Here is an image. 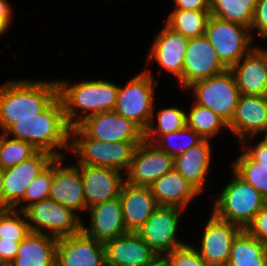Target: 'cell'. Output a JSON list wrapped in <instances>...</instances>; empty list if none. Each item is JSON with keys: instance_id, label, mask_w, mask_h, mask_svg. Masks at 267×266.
<instances>
[{"instance_id": "cell-1", "label": "cell", "mask_w": 267, "mask_h": 266, "mask_svg": "<svg viewBox=\"0 0 267 266\" xmlns=\"http://www.w3.org/2000/svg\"><path fill=\"white\" fill-rule=\"evenodd\" d=\"M70 129L62 102L57 96L36 117L20 118L5 134L32 144L38 151L64 157L61 149L70 150ZM12 135V136H11Z\"/></svg>"}, {"instance_id": "cell-2", "label": "cell", "mask_w": 267, "mask_h": 266, "mask_svg": "<svg viewBox=\"0 0 267 266\" xmlns=\"http://www.w3.org/2000/svg\"><path fill=\"white\" fill-rule=\"evenodd\" d=\"M57 96V80L13 79L0 84L1 133H5L20 118L36 117Z\"/></svg>"}, {"instance_id": "cell-3", "label": "cell", "mask_w": 267, "mask_h": 266, "mask_svg": "<svg viewBox=\"0 0 267 266\" xmlns=\"http://www.w3.org/2000/svg\"><path fill=\"white\" fill-rule=\"evenodd\" d=\"M69 83L65 79L57 81L58 96L70 127L77 126L90 115L114 110L118 84L101 79Z\"/></svg>"}, {"instance_id": "cell-4", "label": "cell", "mask_w": 267, "mask_h": 266, "mask_svg": "<svg viewBox=\"0 0 267 266\" xmlns=\"http://www.w3.org/2000/svg\"><path fill=\"white\" fill-rule=\"evenodd\" d=\"M140 143H106L89 138L78 126L70 129V151L76 156L77 165L107 167L126 173Z\"/></svg>"}, {"instance_id": "cell-5", "label": "cell", "mask_w": 267, "mask_h": 266, "mask_svg": "<svg viewBox=\"0 0 267 266\" xmlns=\"http://www.w3.org/2000/svg\"><path fill=\"white\" fill-rule=\"evenodd\" d=\"M233 177L214 198L212 213L242 230L267 203V200L233 169Z\"/></svg>"}, {"instance_id": "cell-6", "label": "cell", "mask_w": 267, "mask_h": 266, "mask_svg": "<svg viewBox=\"0 0 267 266\" xmlns=\"http://www.w3.org/2000/svg\"><path fill=\"white\" fill-rule=\"evenodd\" d=\"M150 70L134 76L125 86L119 85L114 112L128 118L143 131L148 127L154 108V91L158 81Z\"/></svg>"}, {"instance_id": "cell-7", "label": "cell", "mask_w": 267, "mask_h": 266, "mask_svg": "<svg viewBox=\"0 0 267 266\" xmlns=\"http://www.w3.org/2000/svg\"><path fill=\"white\" fill-rule=\"evenodd\" d=\"M205 36L226 69H231L255 47L249 28L213 15L207 21Z\"/></svg>"}, {"instance_id": "cell-8", "label": "cell", "mask_w": 267, "mask_h": 266, "mask_svg": "<svg viewBox=\"0 0 267 266\" xmlns=\"http://www.w3.org/2000/svg\"><path fill=\"white\" fill-rule=\"evenodd\" d=\"M190 89L193 90L191 93L196 104L209 108L227 123L231 121L240 91L230 69L213 77L195 81L187 86L184 92Z\"/></svg>"}, {"instance_id": "cell-9", "label": "cell", "mask_w": 267, "mask_h": 266, "mask_svg": "<svg viewBox=\"0 0 267 266\" xmlns=\"http://www.w3.org/2000/svg\"><path fill=\"white\" fill-rule=\"evenodd\" d=\"M24 213L31 232L60 238L81 231L80 213H75L72 209L60 205L51 198L31 204L24 210Z\"/></svg>"}, {"instance_id": "cell-10", "label": "cell", "mask_w": 267, "mask_h": 266, "mask_svg": "<svg viewBox=\"0 0 267 266\" xmlns=\"http://www.w3.org/2000/svg\"><path fill=\"white\" fill-rule=\"evenodd\" d=\"M183 210L174 206H158L137 232L160 258L185 243L177 238Z\"/></svg>"}, {"instance_id": "cell-11", "label": "cell", "mask_w": 267, "mask_h": 266, "mask_svg": "<svg viewBox=\"0 0 267 266\" xmlns=\"http://www.w3.org/2000/svg\"><path fill=\"white\" fill-rule=\"evenodd\" d=\"M77 126L89 138L106 143L144 141V131L113 110L90 115Z\"/></svg>"}, {"instance_id": "cell-12", "label": "cell", "mask_w": 267, "mask_h": 266, "mask_svg": "<svg viewBox=\"0 0 267 266\" xmlns=\"http://www.w3.org/2000/svg\"><path fill=\"white\" fill-rule=\"evenodd\" d=\"M173 168L174 158L171 155L143 141L136 148L125 179L134 186H150Z\"/></svg>"}, {"instance_id": "cell-13", "label": "cell", "mask_w": 267, "mask_h": 266, "mask_svg": "<svg viewBox=\"0 0 267 266\" xmlns=\"http://www.w3.org/2000/svg\"><path fill=\"white\" fill-rule=\"evenodd\" d=\"M203 230L195 250L209 266H227L233 239L242 229L211 213Z\"/></svg>"}, {"instance_id": "cell-14", "label": "cell", "mask_w": 267, "mask_h": 266, "mask_svg": "<svg viewBox=\"0 0 267 266\" xmlns=\"http://www.w3.org/2000/svg\"><path fill=\"white\" fill-rule=\"evenodd\" d=\"M56 158L46 151H38L34 156L12 168L1 171L5 194V211L13 209L23 198L31 182Z\"/></svg>"}, {"instance_id": "cell-15", "label": "cell", "mask_w": 267, "mask_h": 266, "mask_svg": "<svg viewBox=\"0 0 267 266\" xmlns=\"http://www.w3.org/2000/svg\"><path fill=\"white\" fill-rule=\"evenodd\" d=\"M56 266H106L103 242L82 230L57 240Z\"/></svg>"}, {"instance_id": "cell-16", "label": "cell", "mask_w": 267, "mask_h": 266, "mask_svg": "<svg viewBox=\"0 0 267 266\" xmlns=\"http://www.w3.org/2000/svg\"><path fill=\"white\" fill-rule=\"evenodd\" d=\"M189 38L175 32L166 24L155 37L148 53L146 63L155 60L163 69L173 77H177L181 91L183 90V65Z\"/></svg>"}, {"instance_id": "cell-17", "label": "cell", "mask_w": 267, "mask_h": 266, "mask_svg": "<svg viewBox=\"0 0 267 266\" xmlns=\"http://www.w3.org/2000/svg\"><path fill=\"white\" fill-rule=\"evenodd\" d=\"M228 129L235 134L240 144H247L256 135L265 132L267 96L240 95Z\"/></svg>"}, {"instance_id": "cell-18", "label": "cell", "mask_w": 267, "mask_h": 266, "mask_svg": "<svg viewBox=\"0 0 267 266\" xmlns=\"http://www.w3.org/2000/svg\"><path fill=\"white\" fill-rule=\"evenodd\" d=\"M64 157L53 160V178L49 198L77 214L86 211L80 165L65 166Z\"/></svg>"}, {"instance_id": "cell-19", "label": "cell", "mask_w": 267, "mask_h": 266, "mask_svg": "<svg viewBox=\"0 0 267 266\" xmlns=\"http://www.w3.org/2000/svg\"><path fill=\"white\" fill-rule=\"evenodd\" d=\"M226 70L208 38H189L183 65V91L191 83L213 77Z\"/></svg>"}, {"instance_id": "cell-20", "label": "cell", "mask_w": 267, "mask_h": 266, "mask_svg": "<svg viewBox=\"0 0 267 266\" xmlns=\"http://www.w3.org/2000/svg\"><path fill=\"white\" fill-rule=\"evenodd\" d=\"M80 172L88 208L104 201L119 197L125 173L107 167L80 165Z\"/></svg>"}, {"instance_id": "cell-21", "label": "cell", "mask_w": 267, "mask_h": 266, "mask_svg": "<svg viewBox=\"0 0 267 266\" xmlns=\"http://www.w3.org/2000/svg\"><path fill=\"white\" fill-rule=\"evenodd\" d=\"M106 264L115 266H152L161 258L137 232H127L104 243Z\"/></svg>"}, {"instance_id": "cell-22", "label": "cell", "mask_w": 267, "mask_h": 266, "mask_svg": "<svg viewBox=\"0 0 267 266\" xmlns=\"http://www.w3.org/2000/svg\"><path fill=\"white\" fill-rule=\"evenodd\" d=\"M230 70L240 95L267 96V47L255 46Z\"/></svg>"}, {"instance_id": "cell-23", "label": "cell", "mask_w": 267, "mask_h": 266, "mask_svg": "<svg viewBox=\"0 0 267 266\" xmlns=\"http://www.w3.org/2000/svg\"><path fill=\"white\" fill-rule=\"evenodd\" d=\"M90 213V224L82 221L81 230L95 240L105 243L127 233L120 197L104 201L87 209Z\"/></svg>"}, {"instance_id": "cell-24", "label": "cell", "mask_w": 267, "mask_h": 266, "mask_svg": "<svg viewBox=\"0 0 267 266\" xmlns=\"http://www.w3.org/2000/svg\"><path fill=\"white\" fill-rule=\"evenodd\" d=\"M127 232H138L158 207L149 186L125 182L119 195Z\"/></svg>"}, {"instance_id": "cell-25", "label": "cell", "mask_w": 267, "mask_h": 266, "mask_svg": "<svg viewBox=\"0 0 267 266\" xmlns=\"http://www.w3.org/2000/svg\"><path fill=\"white\" fill-rule=\"evenodd\" d=\"M211 141L204 139L201 143L174 158V169L200 194L205 190V182L212 163ZM207 175V176H206Z\"/></svg>"}, {"instance_id": "cell-26", "label": "cell", "mask_w": 267, "mask_h": 266, "mask_svg": "<svg viewBox=\"0 0 267 266\" xmlns=\"http://www.w3.org/2000/svg\"><path fill=\"white\" fill-rule=\"evenodd\" d=\"M57 240L52 235L30 232L9 266H56Z\"/></svg>"}, {"instance_id": "cell-27", "label": "cell", "mask_w": 267, "mask_h": 266, "mask_svg": "<svg viewBox=\"0 0 267 266\" xmlns=\"http://www.w3.org/2000/svg\"><path fill=\"white\" fill-rule=\"evenodd\" d=\"M158 206L186 209L195 196L201 195L174 168L149 186Z\"/></svg>"}, {"instance_id": "cell-28", "label": "cell", "mask_w": 267, "mask_h": 266, "mask_svg": "<svg viewBox=\"0 0 267 266\" xmlns=\"http://www.w3.org/2000/svg\"><path fill=\"white\" fill-rule=\"evenodd\" d=\"M227 266H267V245L241 230L233 239Z\"/></svg>"}, {"instance_id": "cell-29", "label": "cell", "mask_w": 267, "mask_h": 266, "mask_svg": "<svg viewBox=\"0 0 267 266\" xmlns=\"http://www.w3.org/2000/svg\"><path fill=\"white\" fill-rule=\"evenodd\" d=\"M153 108L152 117L144 131V141L154 143L162 134L172 133L186 126V111L179 107H165L155 112ZM156 117L157 124L154 120Z\"/></svg>"}, {"instance_id": "cell-30", "label": "cell", "mask_w": 267, "mask_h": 266, "mask_svg": "<svg viewBox=\"0 0 267 266\" xmlns=\"http://www.w3.org/2000/svg\"><path fill=\"white\" fill-rule=\"evenodd\" d=\"M258 0H210V14L250 29Z\"/></svg>"}, {"instance_id": "cell-31", "label": "cell", "mask_w": 267, "mask_h": 266, "mask_svg": "<svg viewBox=\"0 0 267 266\" xmlns=\"http://www.w3.org/2000/svg\"><path fill=\"white\" fill-rule=\"evenodd\" d=\"M187 112L186 126L194 130L203 139L210 140L217 134L222 133V128L228 129V123L218 114L214 113L207 107L196 104L195 102Z\"/></svg>"}, {"instance_id": "cell-32", "label": "cell", "mask_w": 267, "mask_h": 266, "mask_svg": "<svg viewBox=\"0 0 267 266\" xmlns=\"http://www.w3.org/2000/svg\"><path fill=\"white\" fill-rule=\"evenodd\" d=\"M210 15V11L172 10L165 24L187 38H195L205 35Z\"/></svg>"}, {"instance_id": "cell-33", "label": "cell", "mask_w": 267, "mask_h": 266, "mask_svg": "<svg viewBox=\"0 0 267 266\" xmlns=\"http://www.w3.org/2000/svg\"><path fill=\"white\" fill-rule=\"evenodd\" d=\"M231 168L267 200V165L258 164L244 150Z\"/></svg>"}, {"instance_id": "cell-34", "label": "cell", "mask_w": 267, "mask_h": 266, "mask_svg": "<svg viewBox=\"0 0 267 266\" xmlns=\"http://www.w3.org/2000/svg\"><path fill=\"white\" fill-rule=\"evenodd\" d=\"M38 150L30 143L0 134V170L12 168L34 156Z\"/></svg>"}, {"instance_id": "cell-35", "label": "cell", "mask_w": 267, "mask_h": 266, "mask_svg": "<svg viewBox=\"0 0 267 266\" xmlns=\"http://www.w3.org/2000/svg\"><path fill=\"white\" fill-rule=\"evenodd\" d=\"M203 140L204 139L194 130L185 126L181 130L162 134L153 144L161 151L166 152L175 158L189 150L191 147L198 145Z\"/></svg>"}, {"instance_id": "cell-36", "label": "cell", "mask_w": 267, "mask_h": 266, "mask_svg": "<svg viewBox=\"0 0 267 266\" xmlns=\"http://www.w3.org/2000/svg\"><path fill=\"white\" fill-rule=\"evenodd\" d=\"M30 232L24 211H0V239L21 242Z\"/></svg>"}, {"instance_id": "cell-37", "label": "cell", "mask_w": 267, "mask_h": 266, "mask_svg": "<svg viewBox=\"0 0 267 266\" xmlns=\"http://www.w3.org/2000/svg\"><path fill=\"white\" fill-rule=\"evenodd\" d=\"M52 178L53 161L31 182L22 200L13 209L24 211L31 204L49 198Z\"/></svg>"}, {"instance_id": "cell-38", "label": "cell", "mask_w": 267, "mask_h": 266, "mask_svg": "<svg viewBox=\"0 0 267 266\" xmlns=\"http://www.w3.org/2000/svg\"><path fill=\"white\" fill-rule=\"evenodd\" d=\"M166 266H209L195 250V246L185 242L161 258Z\"/></svg>"}, {"instance_id": "cell-39", "label": "cell", "mask_w": 267, "mask_h": 266, "mask_svg": "<svg viewBox=\"0 0 267 266\" xmlns=\"http://www.w3.org/2000/svg\"><path fill=\"white\" fill-rule=\"evenodd\" d=\"M249 235L267 245V203L244 229Z\"/></svg>"}, {"instance_id": "cell-40", "label": "cell", "mask_w": 267, "mask_h": 266, "mask_svg": "<svg viewBox=\"0 0 267 266\" xmlns=\"http://www.w3.org/2000/svg\"><path fill=\"white\" fill-rule=\"evenodd\" d=\"M255 29L260 39H267V0H258L250 31Z\"/></svg>"}, {"instance_id": "cell-41", "label": "cell", "mask_w": 267, "mask_h": 266, "mask_svg": "<svg viewBox=\"0 0 267 266\" xmlns=\"http://www.w3.org/2000/svg\"><path fill=\"white\" fill-rule=\"evenodd\" d=\"M175 8L172 10L210 11V0H173Z\"/></svg>"}, {"instance_id": "cell-42", "label": "cell", "mask_w": 267, "mask_h": 266, "mask_svg": "<svg viewBox=\"0 0 267 266\" xmlns=\"http://www.w3.org/2000/svg\"><path fill=\"white\" fill-rule=\"evenodd\" d=\"M248 144H242L244 151L258 164H266L267 165V146L260 140L255 146H249ZM245 146V147H244Z\"/></svg>"}, {"instance_id": "cell-43", "label": "cell", "mask_w": 267, "mask_h": 266, "mask_svg": "<svg viewBox=\"0 0 267 266\" xmlns=\"http://www.w3.org/2000/svg\"><path fill=\"white\" fill-rule=\"evenodd\" d=\"M20 242L0 239V256L7 264H10L15 258Z\"/></svg>"}, {"instance_id": "cell-44", "label": "cell", "mask_w": 267, "mask_h": 266, "mask_svg": "<svg viewBox=\"0 0 267 266\" xmlns=\"http://www.w3.org/2000/svg\"><path fill=\"white\" fill-rule=\"evenodd\" d=\"M12 8L7 0H0V35L8 31L12 21Z\"/></svg>"}, {"instance_id": "cell-45", "label": "cell", "mask_w": 267, "mask_h": 266, "mask_svg": "<svg viewBox=\"0 0 267 266\" xmlns=\"http://www.w3.org/2000/svg\"><path fill=\"white\" fill-rule=\"evenodd\" d=\"M0 211H5V194L3 191L1 170H0Z\"/></svg>"}, {"instance_id": "cell-46", "label": "cell", "mask_w": 267, "mask_h": 266, "mask_svg": "<svg viewBox=\"0 0 267 266\" xmlns=\"http://www.w3.org/2000/svg\"><path fill=\"white\" fill-rule=\"evenodd\" d=\"M152 266H166V264H165V262L162 260V259H160L159 261H157L154 265H152Z\"/></svg>"}, {"instance_id": "cell-47", "label": "cell", "mask_w": 267, "mask_h": 266, "mask_svg": "<svg viewBox=\"0 0 267 266\" xmlns=\"http://www.w3.org/2000/svg\"><path fill=\"white\" fill-rule=\"evenodd\" d=\"M264 133L263 139L261 138V141L267 146V130Z\"/></svg>"}, {"instance_id": "cell-48", "label": "cell", "mask_w": 267, "mask_h": 266, "mask_svg": "<svg viewBox=\"0 0 267 266\" xmlns=\"http://www.w3.org/2000/svg\"><path fill=\"white\" fill-rule=\"evenodd\" d=\"M0 266H9V264H7V262L3 258H1V256H0Z\"/></svg>"}]
</instances>
